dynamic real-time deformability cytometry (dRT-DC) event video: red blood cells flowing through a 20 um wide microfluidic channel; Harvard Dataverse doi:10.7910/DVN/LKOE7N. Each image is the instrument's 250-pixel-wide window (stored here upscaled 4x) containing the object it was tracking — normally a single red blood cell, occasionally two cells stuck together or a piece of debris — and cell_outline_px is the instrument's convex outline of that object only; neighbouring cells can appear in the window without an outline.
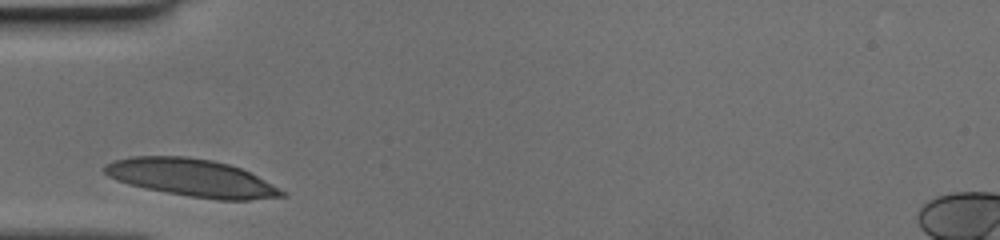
{"species": "human", "species_latin": "Homo sapiens", "temperature_condition": "cold", "stored_images_in_passage": 25, "camera_frame_rate_fps": 3000, "um_per_image_px": 0.085, "donor": {"sex": "female"}, "frame": {"image": 1, "passage_image": 1, "time_ms": 0.0, "image_size_px": [1000, 240], "cell_outline_px": [[288, 196], [248, 200], [216, 200], [188, 196], [144, 188], [128, 184], [116, 180], [108, 176], [104, 172], [104, 164], [112, 160], [132, 156], [188, 156], [212, 160], [228, 164], [240, 168], [288, 192]], "centroid_in_image_um": [16.28, 15.11], "position_along_channel_um": 68.7, "area_um2": 38.9}}
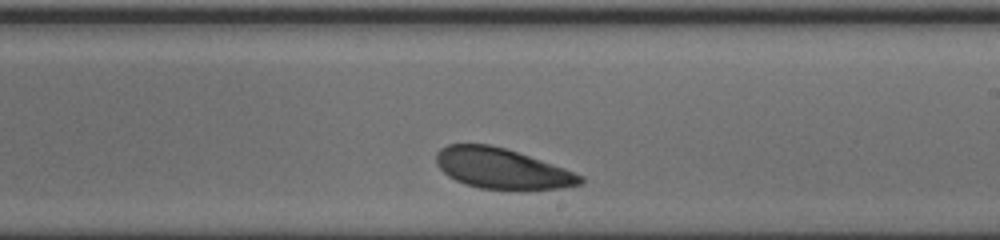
{"frame": {"image": 2, "passage_image": 15, "time_ms": 4.667, "image_size_px": [1000, 240], "cell_outline_px": [[584, 180], [580, 184], [560, 188], [480, 188], [464, 184], [448, 176], [436, 164], [436, 152], [440, 148], [448, 144], [488, 144], [504, 148], [564, 168], [584, 176]], "centroid_in_image_um": [42.61, 14.3], "position_along_channel_um": 246.4, "area_um2": 33.23}}
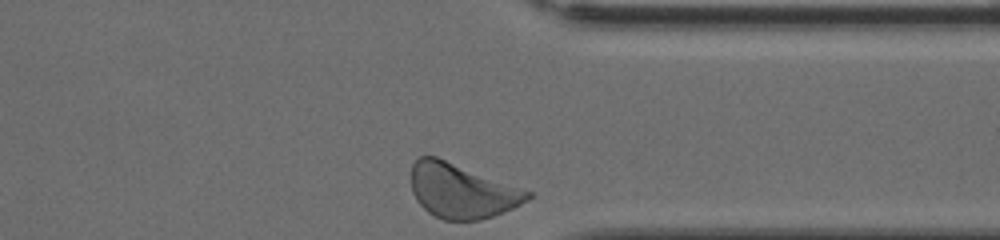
{"frame": {"image": 3, "passage_image": 25, "time_ms": 8.0, "image_size_px": [1000, 240], "cell_outline_px": [[532, 196], [528, 200], [512, 208], [492, 216], [480, 220], [444, 220], [428, 212], [416, 200], [412, 192], [412, 164], [420, 156], [436, 156], [532, 192]], "centroid_in_image_um": [39.23, 16.22], "position_along_channel_um": 372.2, "area_um2": 36.59}}